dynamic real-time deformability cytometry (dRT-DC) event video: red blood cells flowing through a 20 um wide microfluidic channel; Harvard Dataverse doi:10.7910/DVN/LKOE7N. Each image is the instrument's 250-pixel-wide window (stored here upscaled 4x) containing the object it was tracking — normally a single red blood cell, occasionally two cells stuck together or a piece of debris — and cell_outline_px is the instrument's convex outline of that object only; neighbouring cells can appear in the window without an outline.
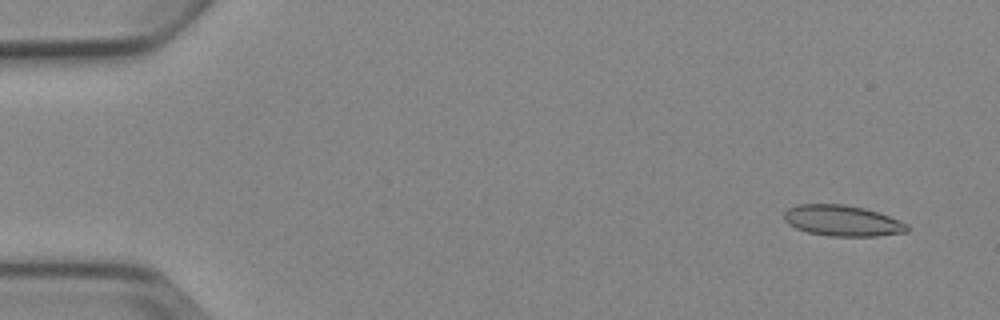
{"species": "Egyptian fruit bat (a non-hibernating species)", "species_latin": "Rousettus aegyptiacus", "temperature_condition": "cold", "stored_images_in_passage": 9, "camera_frame_rate_fps": 3000, "um_per_image_px": 0.085, "animal": {"sex": "female"}, "frame": {"image": 1, "passage_image": 1, "time_ms": 0.0, "image_size_px": [1000, 320], "cell_outline_px": [[908, 232], [876, 236], [828, 236], [808, 232], [796, 228], [788, 224], [784, 220], [784, 212], [788, 208], [800, 204], [844, 204], [864, 208], [880, 212], [908, 224]], "centroid_in_image_um": [71.61, 18.76], "position_along_channel_um": 13.4, "area_um2": 22.25}}
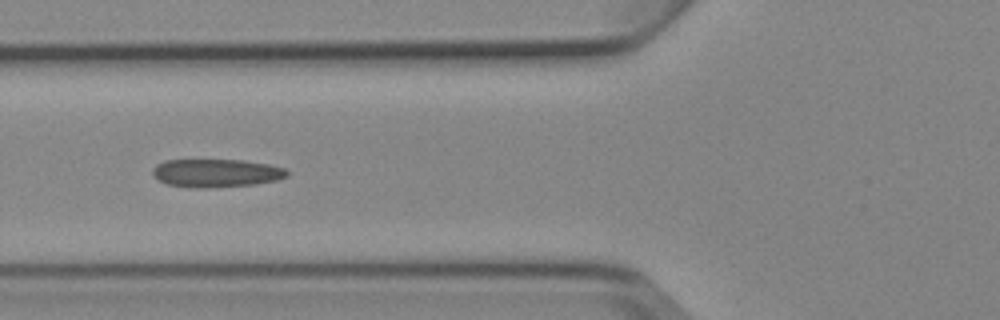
{"frame": {"image": 2, "passage_image": 6, "time_ms": 5.667, "image_size_px": [1000, 320], "cell_outline_px": [[288, 176], [276, 180], [256, 184], [208, 188], [188, 188], [168, 184], [152, 176], [152, 168], [156, 164], [164, 160], [244, 160], [268, 164], [284, 168], [288, 172]], "centroid_in_image_um": [18.35, 14.71], "position_along_channel_um": 107.5, "area_um2": 22.25}}
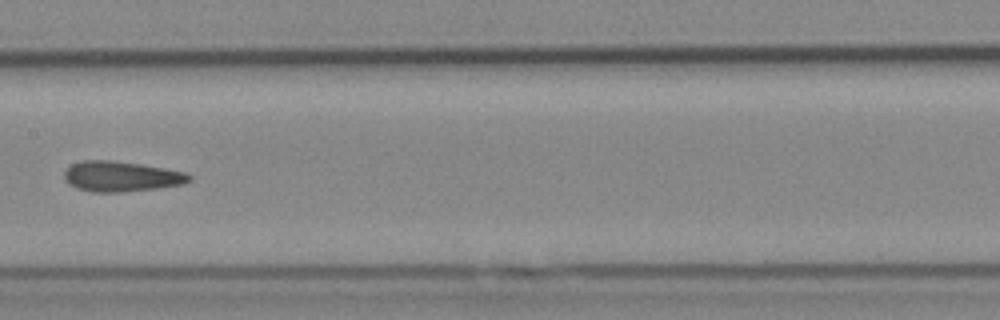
{"frame": {"image": 3, "passage_image": 8, "time_ms": 8.0, "image_size_px": [1000, 320], "cell_outline_px": [[192, 180], [184, 184], [156, 188], [120, 192], [92, 192], [76, 188], [68, 184], [64, 180], [64, 172], [72, 164], [84, 160], [112, 160], [140, 164], [164, 168], [184, 172], [192, 176]], "centroid_in_image_um": [10.29, 15.0], "position_along_channel_um": 197.1, "area_um2": 22.08}}